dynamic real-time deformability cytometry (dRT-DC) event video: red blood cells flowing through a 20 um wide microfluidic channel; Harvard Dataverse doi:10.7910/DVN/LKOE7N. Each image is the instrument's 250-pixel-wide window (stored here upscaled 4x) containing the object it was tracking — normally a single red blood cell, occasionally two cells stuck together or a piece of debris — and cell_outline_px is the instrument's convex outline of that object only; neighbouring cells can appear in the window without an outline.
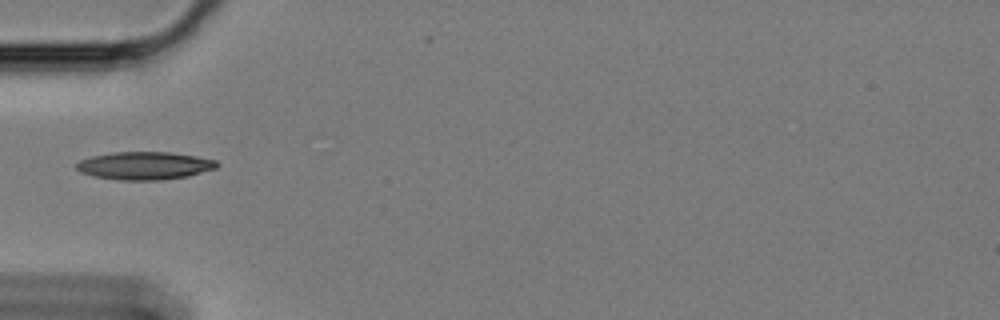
{"species": "Egyptian fruit bat (a non-hibernating species)", "species_latin": "Rousettus aegyptiacus", "temperature_condition": "cold", "stored_images_in_passage": 40, "camera_frame_rate_fps": 3000, "um_per_image_px": 0.085, "animal": {"sex": "female"}, "frame": {"image": 1, "passage_image": 1, "time_ms": 0.0, "image_size_px": [1000, 320], "cell_outline_px": [[220, 164], [216, 168], [188, 176], [164, 180], [120, 180], [92, 176], [80, 172], [76, 168], [76, 164], [80, 160], [92, 156], [112, 152], [168, 152], [196, 156], [216, 160]], "centroid_in_image_um": [12.29, 14.08], "position_along_channel_um": 72.7, "area_um2": 22.89}}
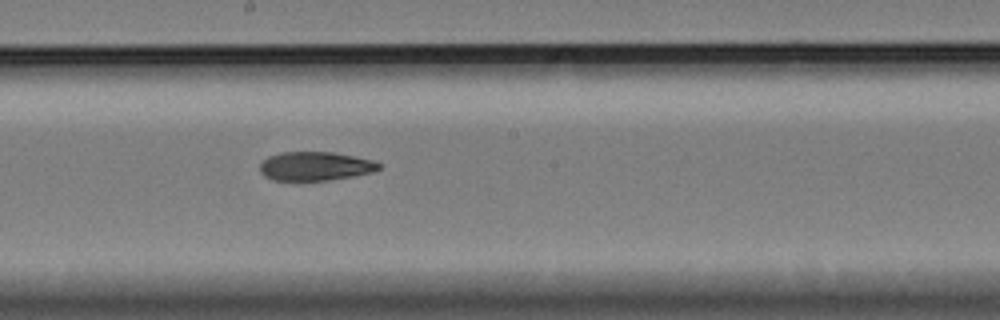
{"frame": {"image": 2, "passage_image": 14, "time_ms": 4.333, "image_size_px": [1000, 320], "cell_outline_px": [[380, 168], [372, 172], [352, 176], [328, 180], [272, 180], [264, 176], [260, 172], [260, 164], [268, 156], [280, 152], [332, 152], [356, 156], [372, 160], [380, 164]], "centroid_in_image_um": [26.77, 14.12], "position_along_channel_um": 221.4, "area_um2": 19.94}}
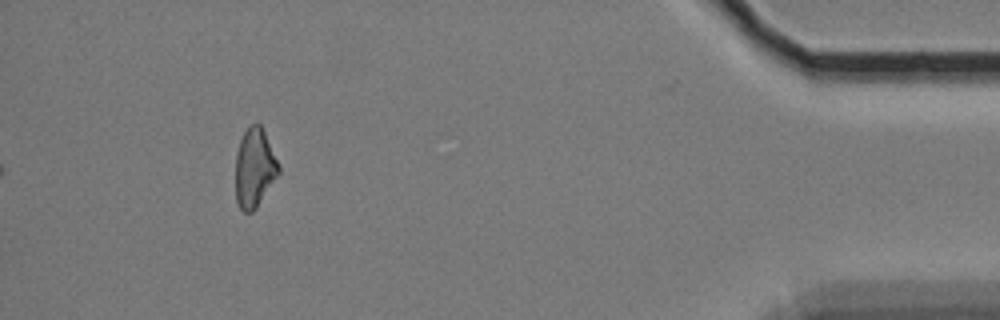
{"frame": {"image": 3, "passage_image": 36, "time_ms": 11.667, "image_size_px": [1000, 320], "cell_outline_px": [[280, 172], [256, 208], [252, 212], [244, 212], [240, 208], [236, 200], [236, 152], [240, 140], [248, 124], [256, 120], [260, 124], [264, 132], [280, 168]], "centroid_in_image_um": [21.61, 14.25], "position_along_channel_um": 413.6, "area_um2": 19.77}, "authors_computed_cell_mechanics": {"area_um2": 20.9525, "velocity_mm_per_s": 3.4084, "shape_relaxation_time_tau1_ms": null, "shape_relaxation_time_tau2_ms": 3.2864, "deformation_change_tau1": null, "deformation_change_tau2": 0.0926}}